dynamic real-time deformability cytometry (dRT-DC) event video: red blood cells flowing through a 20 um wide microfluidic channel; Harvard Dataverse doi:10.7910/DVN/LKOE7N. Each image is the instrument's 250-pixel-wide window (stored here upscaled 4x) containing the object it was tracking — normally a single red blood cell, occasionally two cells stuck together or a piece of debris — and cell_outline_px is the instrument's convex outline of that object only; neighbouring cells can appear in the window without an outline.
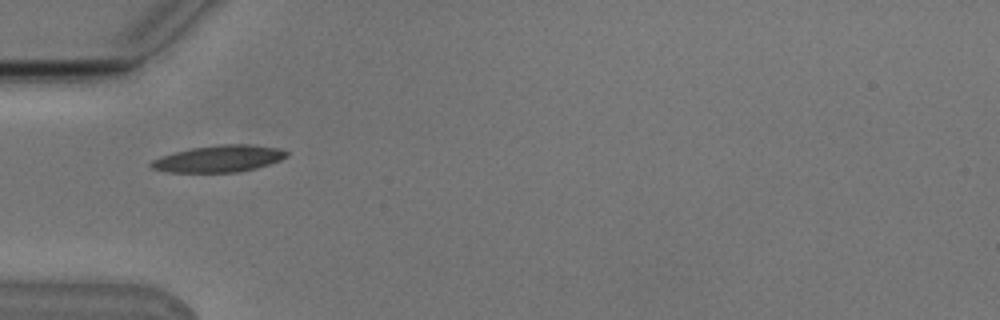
{"species": "Egyptian fruit bat (a non-hibernating species)", "species_latin": "Rousettus aegyptiacus", "temperature_condition": "cold", "stored_images_in_passage": 17, "camera_frame_rate_fps": 3000, "um_per_image_px": 0.085, "animal": {"sex": "male"}, "frame": {"image": 1, "passage_image": 1, "time_ms": 0.0, "image_size_px": [1000, 320], "cell_outline_px": [[288, 156], [280, 160], [256, 168], [236, 172], [168, 172], [152, 168], [148, 164], [152, 160], [160, 156], [192, 148], [220, 144], [248, 144], [280, 148], [288, 152]], "centroid_in_image_um": [18.61, 13.48], "position_along_channel_um": 66.4, "area_um2": 21.04}}
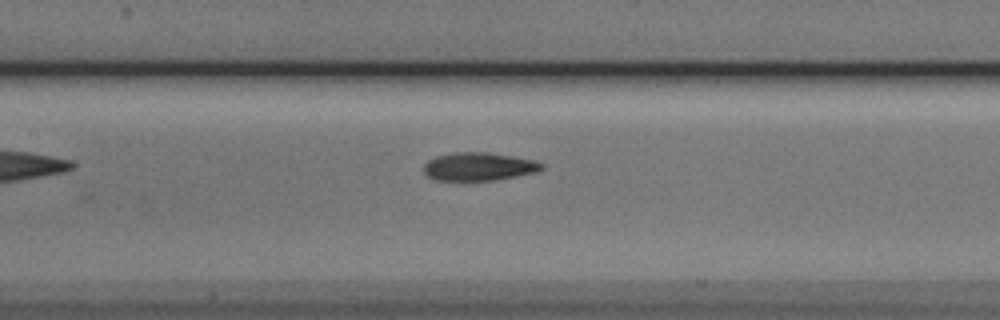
{"frame": {"image": 2, "passage_image": 9, "time_ms": 2.667, "image_size_px": [1000, 320], "cell_outline_px": [[544, 168], [536, 172], [496, 180], [432, 180], [424, 172], [424, 164], [428, 160], [436, 156], [456, 152], [488, 152], [512, 156], [532, 160], [544, 164]], "centroid_in_image_um": [40.68, 14.16], "position_along_channel_um": 166.7, "area_um2": 19.31}}
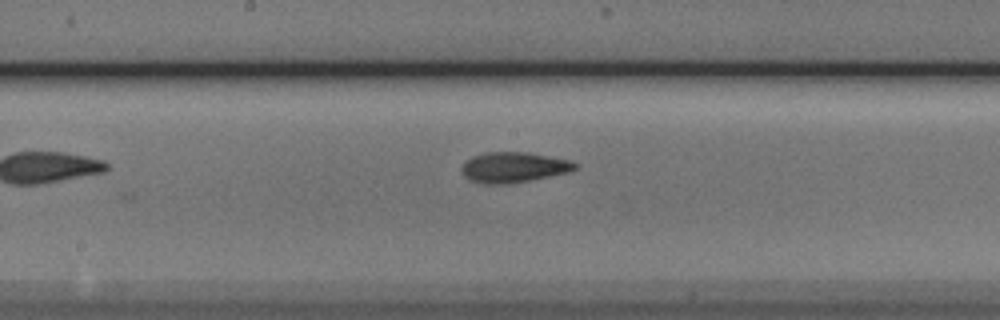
{"frame": {"image": 3, "passage_image": 12, "time_ms": 3.667, "image_size_px": [1000, 320], "cell_outline_px": [[580, 168], [568, 172], [508, 184], [480, 184], [468, 180], [460, 172], [460, 168], [472, 156], [484, 152], [528, 152], [572, 160], [580, 164]], "centroid_in_image_um": [43.66, 14.22], "position_along_channel_um": 204.5, "area_um2": 20.4}}